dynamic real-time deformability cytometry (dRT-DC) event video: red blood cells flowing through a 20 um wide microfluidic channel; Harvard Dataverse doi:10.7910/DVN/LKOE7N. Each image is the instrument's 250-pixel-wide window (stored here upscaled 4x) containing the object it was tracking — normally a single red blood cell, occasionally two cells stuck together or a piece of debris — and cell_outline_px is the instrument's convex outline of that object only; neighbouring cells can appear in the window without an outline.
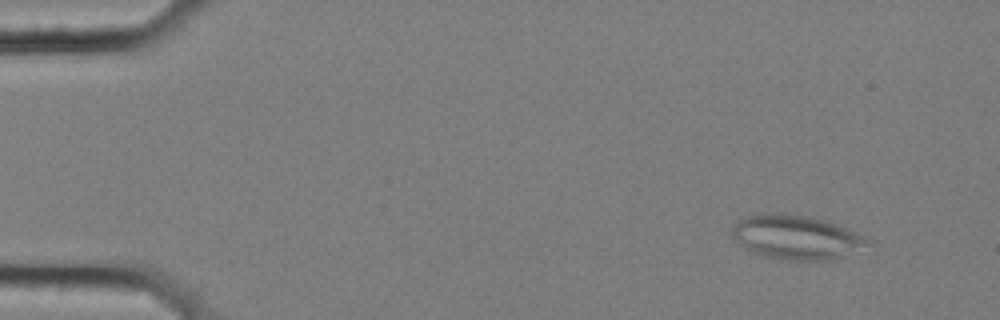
{"species": "common noctule bat (a hibernating species)", "species_latin": "Nyctalus noctula", "temperature_condition": "cold", "stored_images_in_passage": 6, "camera_frame_rate_fps": 3000, "um_per_image_px": 0.085, "animal": {"sex": "female", "body_mass_g": 25.1}, "frame": {"image": 1, "passage_image": 2, "time_ms": 0.333, "image_size_px": [1000, 320], "cell_outline_px": [[872, 244], [832, 260], [792, 260], [764, 256], [752, 252], [740, 244], [732, 236], [732, 228], [736, 220], [740, 216], [776, 212], [780, 212], [808, 216], [824, 220], [864, 236]], "centroid_in_image_um": [67.62, 20.14], "position_along_channel_um": 17.4, "area_um2": 34.74}}